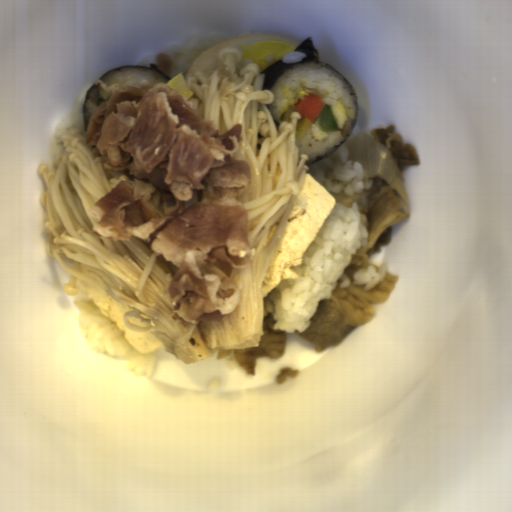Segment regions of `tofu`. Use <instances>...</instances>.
Wrapping results in <instances>:
<instances>
[{
  "instance_id": "obj_1",
  "label": "tofu",
  "mask_w": 512,
  "mask_h": 512,
  "mask_svg": "<svg viewBox=\"0 0 512 512\" xmlns=\"http://www.w3.org/2000/svg\"><path fill=\"white\" fill-rule=\"evenodd\" d=\"M336 200L310 174H305L300 192L295 197L278 245L267 265L262 299L282 280H295L292 266L303 264L304 254L319 233Z\"/></svg>"
},
{
  "instance_id": "obj_2",
  "label": "tofu",
  "mask_w": 512,
  "mask_h": 512,
  "mask_svg": "<svg viewBox=\"0 0 512 512\" xmlns=\"http://www.w3.org/2000/svg\"><path fill=\"white\" fill-rule=\"evenodd\" d=\"M76 283L82 294L97 305L103 315L111 321H115L118 330H123V336L138 353L144 356L157 349L165 348L161 339L152 332H131L125 326L123 315L128 311H133L132 308L120 303L86 281L77 278Z\"/></svg>"
}]
</instances>
